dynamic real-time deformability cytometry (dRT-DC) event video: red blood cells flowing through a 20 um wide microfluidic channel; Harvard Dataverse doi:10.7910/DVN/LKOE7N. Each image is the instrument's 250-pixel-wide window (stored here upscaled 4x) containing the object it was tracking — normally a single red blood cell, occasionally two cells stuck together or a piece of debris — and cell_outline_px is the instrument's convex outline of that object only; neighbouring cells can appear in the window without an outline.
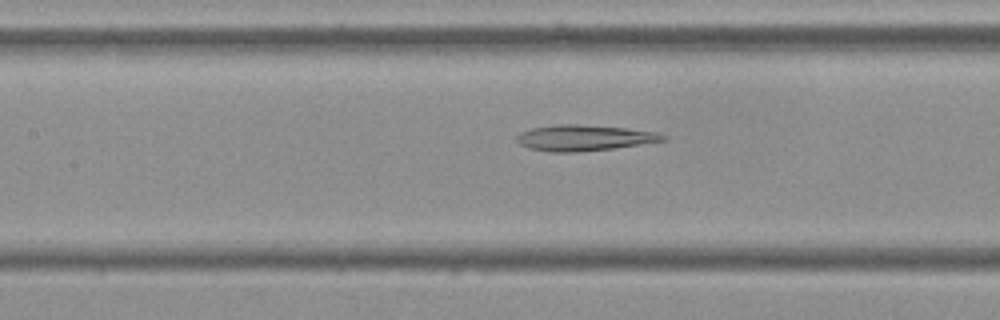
{"species": "Egyptian fruit bat (a non-hibernating species)", "species_latin": "Rousettus aegyptiacus", "temperature_condition": "cold", "stored_images_in_passage": 55, "camera_frame_rate_fps": 3000, "um_per_image_px": 0.085, "frame": {"image": 1, "passage_image": 24, "time_ms": 7.667, "image_size_px": [1000, 320], "cell_outline_px": [[668, 140], [612, 148], [576, 152], [548, 152], [528, 148], [520, 144], [516, 140], [516, 136], [520, 132], [532, 128], [560, 124], [576, 124], [628, 128], [656, 132], [664, 136]], "centroid_in_image_um": [49.61, 11.72], "position_along_channel_um": 157.8, "area_um2": 21.91}}
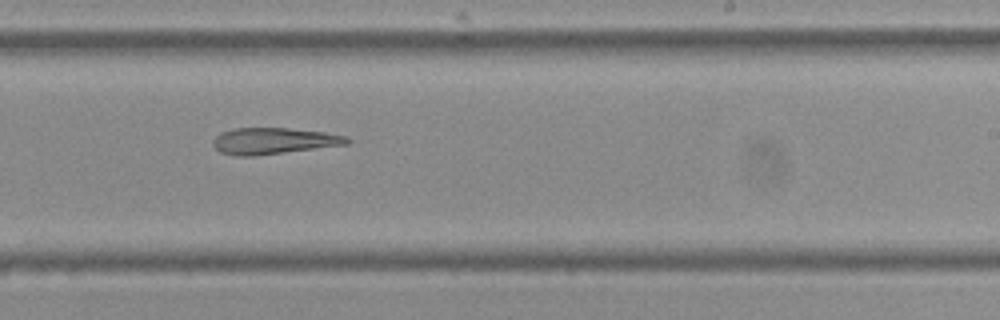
{"frame": {"image": 2, "passage_image": 33, "time_ms": 10.667, "image_size_px": [1000, 320], "cell_outline_px": [[352, 140], [348, 144], [256, 156], [236, 156], [220, 152], [212, 144], [212, 140], [220, 132], [232, 128], [288, 128], [324, 132], [348, 136]], "centroid_in_image_um": [23.25, 11.98], "position_along_channel_um": 265.8, "area_um2": 20.75}}
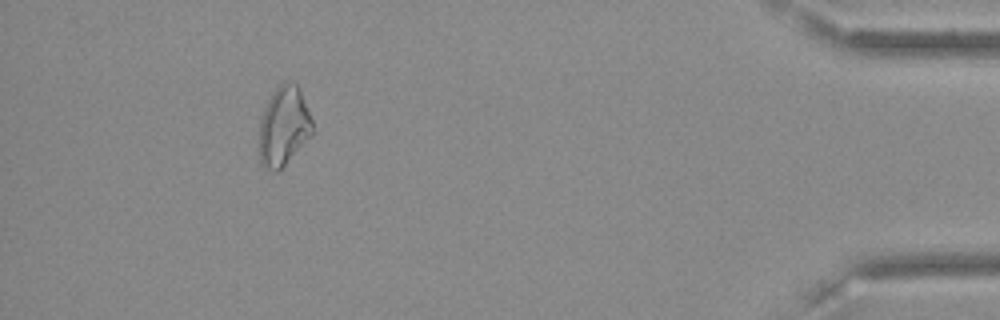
{"frame": {"image": 3, "passage_image": 50, "time_ms": 16.333, "image_size_px": [1000, 320], "cell_outline_px": [[316, 132], [276, 172], [264, 168], [260, 164], [260, 120], [264, 108], [272, 92], [284, 80], [296, 84], [300, 88], [312, 120]], "centroid_in_image_um": [24.14, 10.71], "position_along_channel_um": 411.1, "area_um2": 24.68}}